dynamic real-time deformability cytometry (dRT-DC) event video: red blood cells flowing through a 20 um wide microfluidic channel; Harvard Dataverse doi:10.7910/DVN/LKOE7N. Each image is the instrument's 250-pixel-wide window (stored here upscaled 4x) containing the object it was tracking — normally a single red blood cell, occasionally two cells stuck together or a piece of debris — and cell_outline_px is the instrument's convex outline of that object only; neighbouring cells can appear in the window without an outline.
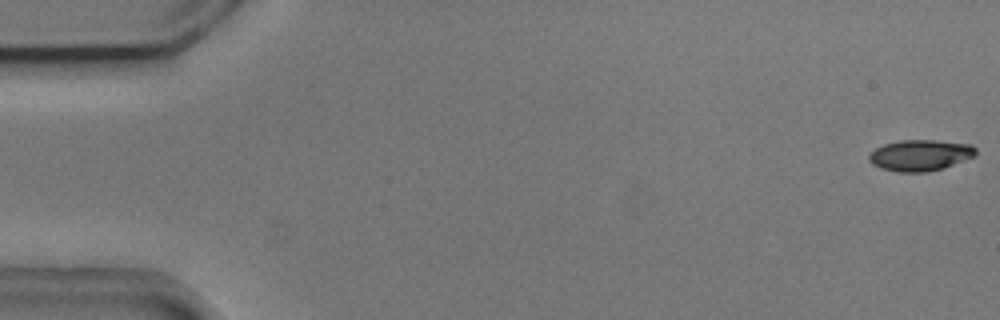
{"species": "common noctule bat (a hibernating species)", "species_latin": "Nyctalus noctula", "temperature_condition": "cold", "stored_images_in_passage": 13, "camera_frame_rate_fps": 3000, "um_per_image_px": 0.085, "animal": {"sex": "male", "body_mass_g": 20.5, "forearm_length_mm": 52.5}, "frame": {"image": 1, "passage_image": 1, "time_ms": 0.0, "image_size_px": [1000, 320], "cell_outline_px": [[976, 156], [944, 168], [928, 172], [896, 172], [880, 168], [872, 164], [868, 160], [868, 156], [876, 148], [884, 144], [900, 140], [932, 140], [972, 144], [976, 148]], "centroid_in_image_um": [78.23, 13.2], "position_along_channel_um": 6.8, "area_um2": 19.54}}